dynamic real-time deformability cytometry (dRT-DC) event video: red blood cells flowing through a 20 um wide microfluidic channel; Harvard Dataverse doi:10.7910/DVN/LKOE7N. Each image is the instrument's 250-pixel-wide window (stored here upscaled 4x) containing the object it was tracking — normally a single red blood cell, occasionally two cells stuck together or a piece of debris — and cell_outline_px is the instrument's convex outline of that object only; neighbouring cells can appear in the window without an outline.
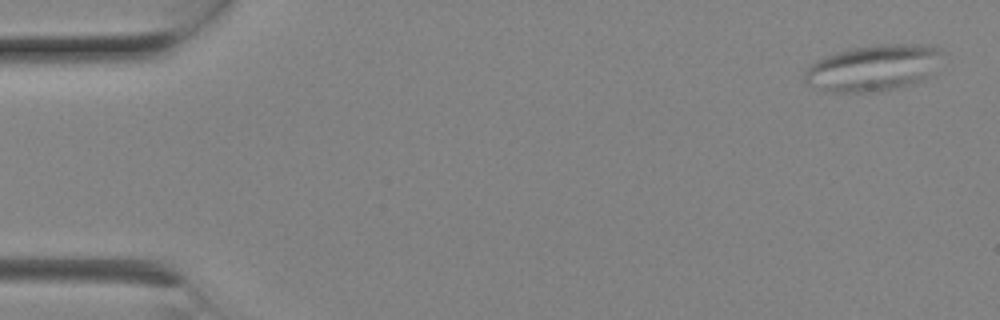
{"species": "Egyptian fruit bat (a non-hibernating species)", "species_latin": "Rousettus aegyptiacus", "temperature_condition": "room temperature", "stored_images_in_passage": 6, "camera_frame_rate_fps": 3000, "um_per_image_px": 0.085, "animal": {"sex": "female"}, "frame": {"image": 1, "passage_image": 1, "time_ms": 0.0, "image_size_px": [1000, 320], "cell_outline_px": [[940, 52], [932, 72], [928, 76], [920, 80], [908, 84], [892, 88], [864, 92], [828, 92], [808, 84], [804, 80], [804, 72], [808, 64], [828, 56], [840, 52], [856, 48], [884, 44], [920, 44], [940, 48]], "centroid_in_image_um": [74.16, 5.77], "position_along_channel_um": 10.8, "area_um2": 36.01}}
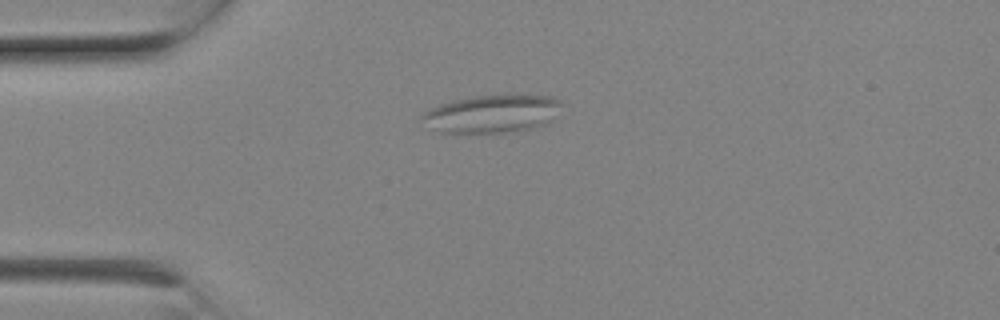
{"frame": {"image": 2, "passage_image": 5, "time_ms": 1.333, "image_size_px": [1000, 320], "cell_outline_px": [[560, 104], [548, 124], [536, 128], [504, 132], [440, 132], [424, 128], [420, 116], [424, 112], [440, 104], [452, 100], [476, 96], [508, 92], [552, 96], [560, 100]], "centroid_in_image_um": [41.8, 9.64], "position_along_channel_um": 43.2, "area_um2": 31.56}}